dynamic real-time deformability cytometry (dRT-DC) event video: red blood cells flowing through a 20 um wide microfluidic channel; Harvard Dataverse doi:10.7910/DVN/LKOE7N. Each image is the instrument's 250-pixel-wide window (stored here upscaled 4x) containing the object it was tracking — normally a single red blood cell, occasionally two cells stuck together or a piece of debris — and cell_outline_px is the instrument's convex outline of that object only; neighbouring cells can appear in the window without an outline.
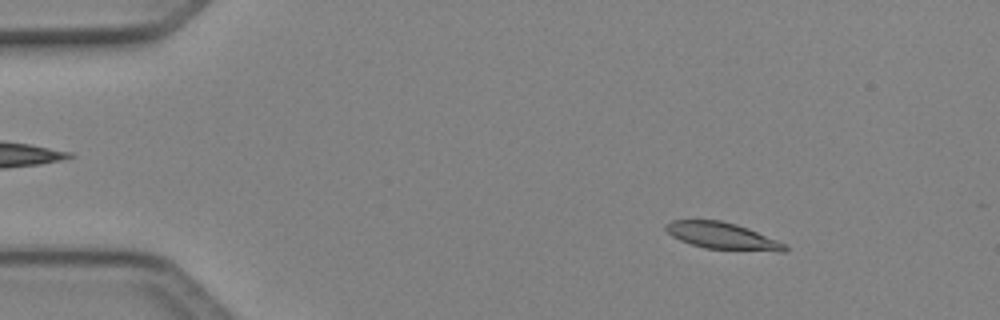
{"species": "Egyptian fruit bat (a non-hibernating species)", "species_latin": "Rousettus aegyptiacus", "temperature_condition": "cold", "stored_images_in_passage": 50, "camera_frame_rate_fps": 3000, "um_per_image_px": 0.085, "animal": {"sex": "female"}, "frame": {"image": 1, "passage_image": 7, "time_ms": 2.0, "image_size_px": [1000, 320], "cell_outline_px": [[788, 248], [784, 252], [776, 252], [704, 248], [680, 240], [672, 236], [664, 228], [664, 224], [672, 220], [720, 220], [736, 224], [748, 228], [788, 244]], "centroid_in_image_um": [61.44, 20.06], "position_along_channel_um": 23.6, "area_um2": 18.73}}
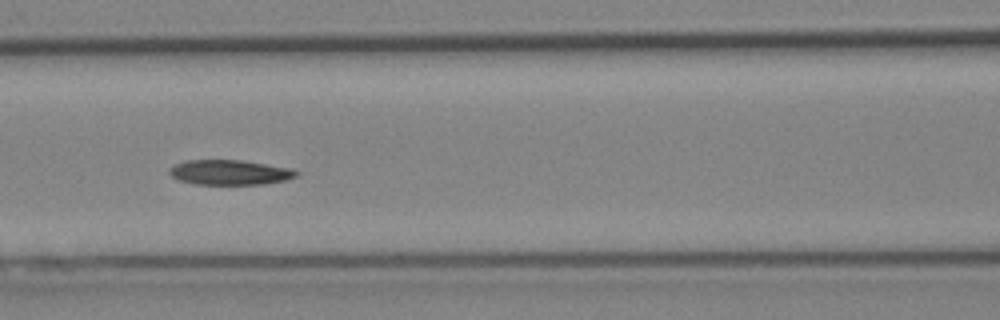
{"frame": {"image": 2, "passage_image": 22, "time_ms": 7.0, "image_size_px": [1000, 320], "cell_outline_px": [[300, 172], [296, 176], [284, 180], [264, 184], [192, 184], [180, 180], [172, 176], [168, 172], [168, 168], [184, 160], [240, 160], [292, 168]], "centroid_in_image_um": [19.51, 14.65], "position_along_channel_um": 147.1, "area_um2": 18.44}}
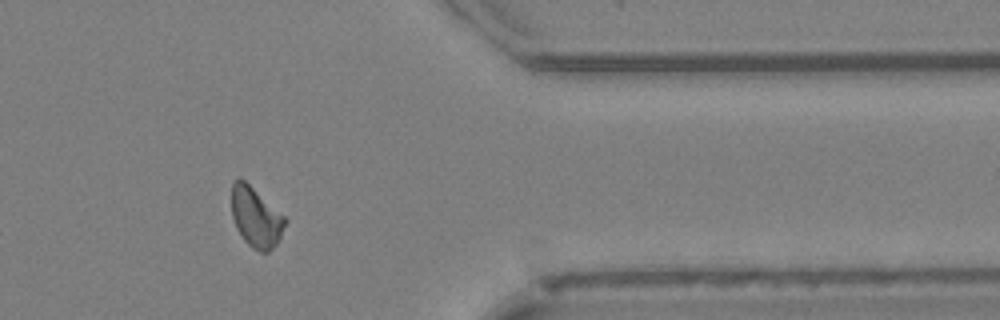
{"frame": {"image": 3, "passage_image": 41, "time_ms": 13.333, "image_size_px": [1000, 320], "cell_outline_px": [[288, 220], [276, 244], [268, 252], [260, 252], [252, 248], [244, 240], [236, 228], [232, 216], [232, 184], [240, 176], [284, 216]], "centroid_in_image_um": [21.74, 18.47], "position_along_channel_um": 389.7, "area_um2": 18.5}, "authors_computed_cell_mechanics": {"area_um2": 18.8139, "velocity_mm_per_s": 4.0951, "shape_relaxation_time_tau1_ms": 5.233, "shape_relaxation_time_tau2_ms": 8.7005, "deformation_change_tau1": 0.1331, "deformation_change_tau2": 0.1493}}